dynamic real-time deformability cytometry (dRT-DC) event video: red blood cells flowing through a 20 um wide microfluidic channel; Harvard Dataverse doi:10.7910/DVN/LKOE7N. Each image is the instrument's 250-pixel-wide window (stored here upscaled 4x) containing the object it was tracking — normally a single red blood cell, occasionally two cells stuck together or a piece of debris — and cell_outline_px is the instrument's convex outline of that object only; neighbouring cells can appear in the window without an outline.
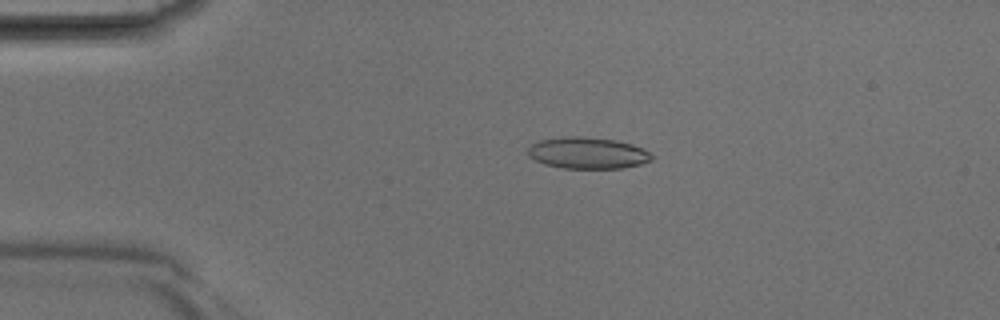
{"species": "Egyptian fruit bat (a non-hibernating species)", "species_latin": "Rousettus aegyptiacus", "temperature_condition": "room temperature", "stored_images_in_passage": 38, "camera_frame_rate_fps": 3000, "um_per_image_px": 0.085, "animal": {"sex": "male"}, "frame": {"image": 1, "passage_image": 6, "time_ms": 1.667, "image_size_px": [1000, 320], "cell_outline_px": [[652, 160], [640, 164], [624, 168], [560, 168], [544, 164], [528, 156], [528, 148], [532, 144], [540, 140], [564, 136], [580, 136], [616, 140], [632, 144], [644, 148], [652, 156]], "centroid_in_image_um": [49.94, 13.0], "position_along_channel_um": 35.1, "area_um2": 22.77}}
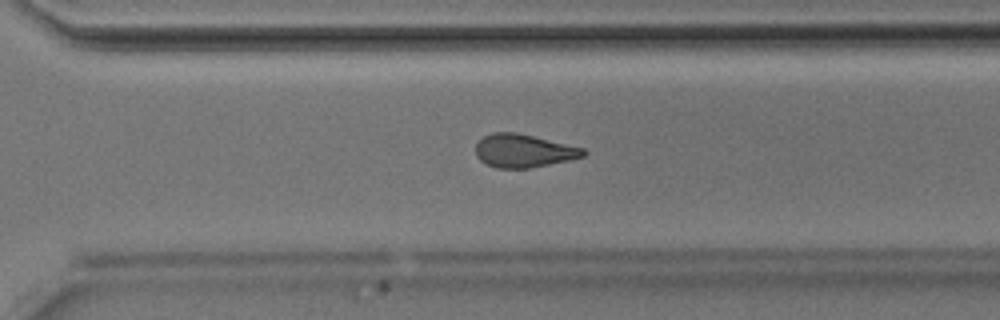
{"frame": {"image": 2, "passage_image": 26, "time_ms": 8.333, "image_size_px": [1000, 320], "cell_outline_px": [[588, 152], [584, 156], [568, 160], [528, 168], [496, 168], [480, 160], [476, 156], [476, 144], [484, 136], [492, 132], [516, 132], [584, 148]], "centroid_in_image_um": [44.49, 12.81], "position_along_channel_um": 326.1, "area_um2": 20.63}}
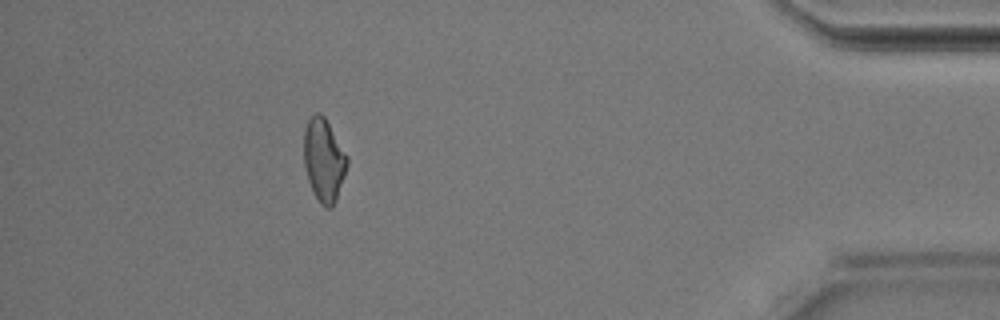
{"frame": {"image": 3, "passage_image": 34, "time_ms": 11.0, "image_size_px": [1000, 320], "cell_outline_px": [[348, 164], [336, 200], [332, 208], [328, 208], [320, 204], [308, 180], [304, 164], [304, 128], [308, 120], [316, 112], [320, 112], [324, 116], [348, 156]], "centroid_in_image_um": [27.53, 13.59], "position_along_channel_um": 407.7, "area_um2": 20.81}}